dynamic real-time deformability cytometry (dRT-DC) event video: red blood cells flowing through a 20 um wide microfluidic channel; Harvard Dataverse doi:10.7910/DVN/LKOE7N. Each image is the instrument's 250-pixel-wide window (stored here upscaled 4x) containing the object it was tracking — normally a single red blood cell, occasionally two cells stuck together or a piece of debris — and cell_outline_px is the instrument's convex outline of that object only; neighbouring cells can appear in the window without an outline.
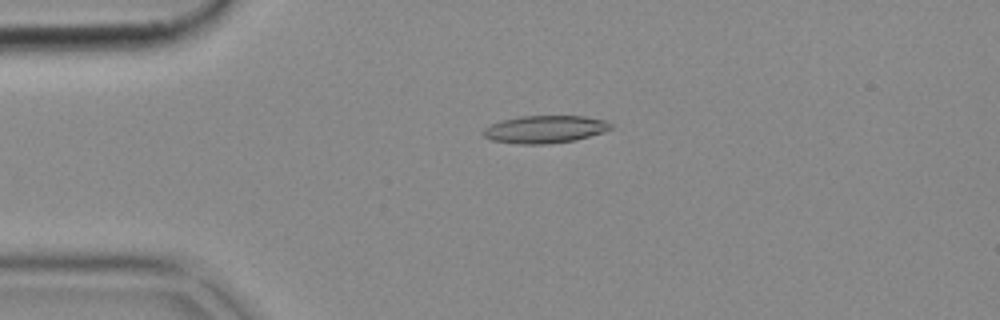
{"species": "common noctule bat (a hibernating species)", "species_latin": "Nyctalus noctula", "temperature_condition": "cold", "stored_images_in_passage": 51, "camera_frame_rate_fps": 3000, "um_per_image_px": 0.085, "animal": {"sex": "female", "body_mass_g": 18.4}, "frame": {"image": 1, "passage_image": 11, "time_ms": 3.333, "image_size_px": [1000, 320], "cell_outline_px": [[612, 128], [576, 140], [548, 144], [516, 144], [492, 140], [484, 136], [480, 132], [484, 128], [500, 120], [520, 116], [584, 116], [604, 120], [612, 124]], "centroid_in_image_um": [46.26, 10.99], "position_along_channel_um": 38.7, "area_um2": 20.46}}
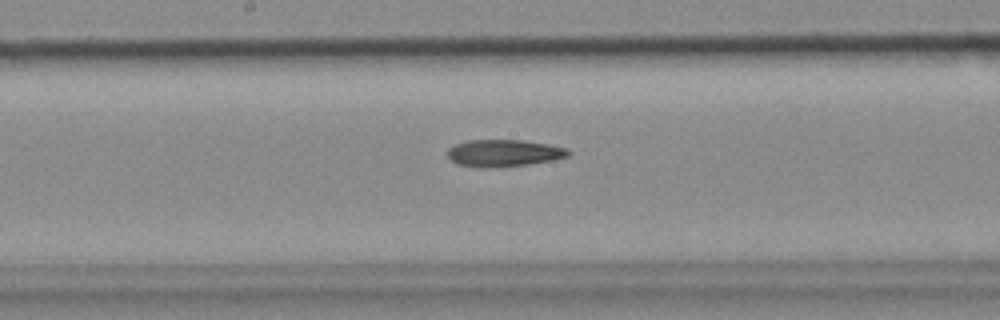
{"frame": {"image": 2, "passage_image": 26, "time_ms": 8.333, "image_size_px": [1000, 320], "cell_outline_px": [[572, 152], [568, 156], [552, 160], [528, 164], [480, 168], [460, 164], [452, 160], [448, 156], [448, 148], [456, 144], [468, 140], [524, 140], [548, 144], [568, 148]], "centroid_in_image_um": [42.86, 13.0], "position_along_channel_um": 205.3, "area_um2": 18.84}}
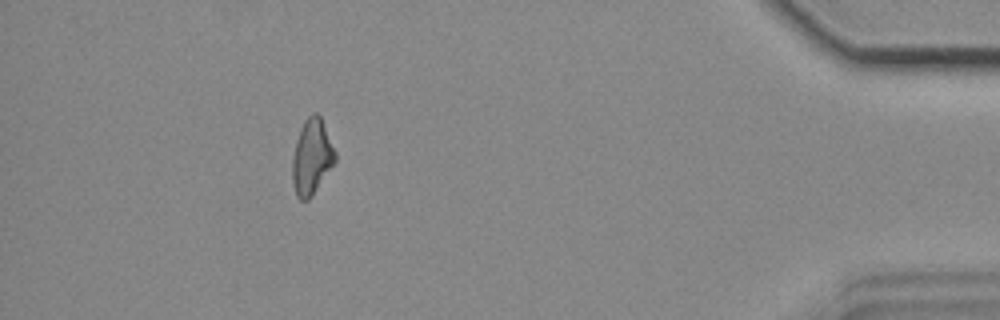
{"frame": {"image": 3, "passage_image": 46, "time_ms": 15.0, "image_size_px": [1000, 320], "cell_outline_px": [[336, 160], [312, 196], [308, 200], [300, 200], [296, 196], [292, 180], [292, 156], [296, 140], [300, 128], [304, 120], [312, 112], [316, 112], [320, 116], [336, 152]], "centroid_in_image_um": [26.48, 13.33], "position_along_channel_um": 408.7, "area_um2": 18.84}}